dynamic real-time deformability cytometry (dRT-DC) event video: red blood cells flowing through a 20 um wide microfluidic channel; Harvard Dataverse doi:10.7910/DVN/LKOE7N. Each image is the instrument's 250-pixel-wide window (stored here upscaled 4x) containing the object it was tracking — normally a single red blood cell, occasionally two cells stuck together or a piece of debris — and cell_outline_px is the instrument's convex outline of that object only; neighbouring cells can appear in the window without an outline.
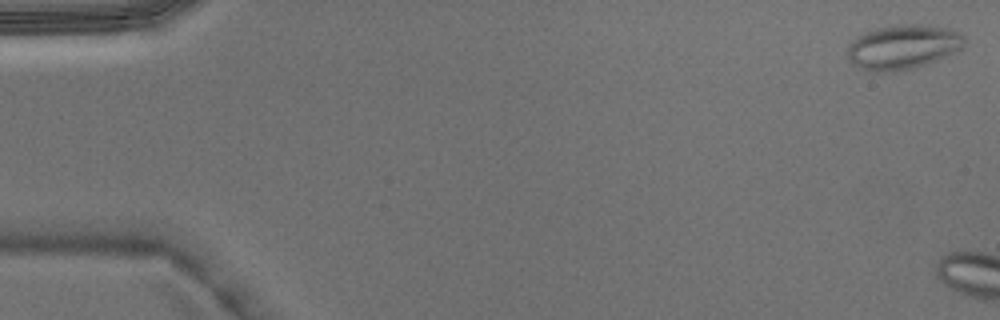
{"species": "Egyptian fruit bat (a non-hibernating species)", "species_latin": "Rousettus aegyptiacus", "temperature_condition": "warm", "stored_images_in_passage": 4, "camera_frame_rate_fps": 3000, "um_per_image_px": 0.085, "animal": {"sex": "male"}, "frame": {"image": 1, "passage_image": 1, "time_ms": 0.0, "image_size_px": [1000, 320], "cell_outline_px": [[964, 48], [960, 52], [912, 68], [896, 72], [872, 72], [860, 68], [852, 64], [848, 60], [848, 48], [852, 40], [856, 36], [864, 32], [876, 28], [900, 24], [920, 24], [948, 28], [960, 32], [964, 36]], "centroid_in_image_um": [76.76, 3.99], "position_along_channel_um": 8.2, "area_um2": 30.75}}